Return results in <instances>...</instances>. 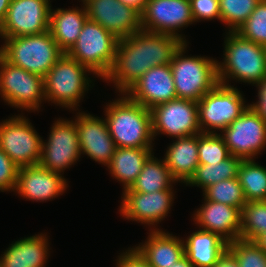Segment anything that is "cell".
Here are the masks:
<instances>
[{"mask_svg":"<svg viewBox=\"0 0 266 267\" xmlns=\"http://www.w3.org/2000/svg\"><path fill=\"white\" fill-rule=\"evenodd\" d=\"M183 43L178 37L144 30L118 39L113 64L103 80L125 93L150 68L170 64Z\"/></svg>","mask_w":266,"mask_h":267,"instance_id":"cell-1","label":"cell"},{"mask_svg":"<svg viewBox=\"0 0 266 267\" xmlns=\"http://www.w3.org/2000/svg\"><path fill=\"white\" fill-rule=\"evenodd\" d=\"M123 4L130 6L134 8L136 11H138L140 14L143 12L146 3L148 0H119Z\"/></svg>","mask_w":266,"mask_h":267,"instance_id":"cell-42","label":"cell"},{"mask_svg":"<svg viewBox=\"0 0 266 267\" xmlns=\"http://www.w3.org/2000/svg\"><path fill=\"white\" fill-rule=\"evenodd\" d=\"M176 182L164 159L154 157L153 152L145 161L142 171L133 185L122 192L151 193L173 188V184Z\"/></svg>","mask_w":266,"mask_h":267,"instance_id":"cell-28","label":"cell"},{"mask_svg":"<svg viewBox=\"0 0 266 267\" xmlns=\"http://www.w3.org/2000/svg\"><path fill=\"white\" fill-rule=\"evenodd\" d=\"M0 96L12 108L38 111L46 101L44 77L11 64L0 54Z\"/></svg>","mask_w":266,"mask_h":267,"instance_id":"cell-9","label":"cell"},{"mask_svg":"<svg viewBox=\"0 0 266 267\" xmlns=\"http://www.w3.org/2000/svg\"><path fill=\"white\" fill-rule=\"evenodd\" d=\"M255 242L266 252V233L259 236Z\"/></svg>","mask_w":266,"mask_h":267,"instance_id":"cell-45","label":"cell"},{"mask_svg":"<svg viewBox=\"0 0 266 267\" xmlns=\"http://www.w3.org/2000/svg\"><path fill=\"white\" fill-rule=\"evenodd\" d=\"M87 67L64 53L44 76L45 100L76 111L94 81ZM90 87V88H89Z\"/></svg>","mask_w":266,"mask_h":267,"instance_id":"cell-4","label":"cell"},{"mask_svg":"<svg viewBox=\"0 0 266 267\" xmlns=\"http://www.w3.org/2000/svg\"><path fill=\"white\" fill-rule=\"evenodd\" d=\"M153 153V148L118 147L107 166L115 180L122 183L123 191L129 189L141 173L143 165Z\"/></svg>","mask_w":266,"mask_h":267,"instance_id":"cell-27","label":"cell"},{"mask_svg":"<svg viewBox=\"0 0 266 267\" xmlns=\"http://www.w3.org/2000/svg\"><path fill=\"white\" fill-rule=\"evenodd\" d=\"M230 155L228 147L219 133L198 134L199 164L219 163Z\"/></svg>","mask_w":266,"mask_h":267,"instance_id":"cell-34","label":"cell"},{"mask_svg":"<svg viewBox=\"0 0 266 267\" xmlns=\"http://www.w3.org/2000/svg\"><path fill=\"white\" fill-rule=\"evenodd\" d=\"M50 129L48 139L42 140L39 165L63 174L81 157L77 127L73 120L58 118Z\"/></svg>","mask_w":266,"mask_h":267,"instance_id":"cell-11","label":"cell"},{"mask_svg":"<svg viewBox=\"0 0 266 267\" xmlns=\"http://www.w3.org/2000/svg\"><path fill=\"white\" fill-rule=\"evenodd\" d=\"M219 134L230 154L243 160L255 159L266 149V122L250 107Z\"/></svg>","mask_w":266,"mask_h":267,"instance_id":"cell-13","label":"cell"},{"mask_svg":"<svg viewBox=\"0 0 266 267\" xmlns=\"http://www.w3.org/2000/svg\"><path fill=\"white\" fill-rule=\"evenodd\" d=\"M223 62H217L219 83L229 81L257 84L266 77V47L242 38L236 32H226Z\"/></svg>","mask_w":266,"mask_h":267,"instance_id":"cell-3","label":"cell"},{"mask_svg":"<svg viewBox=\"0 0 266 267\" xmlns=\"http://www.w3.org/2000/svg\"><path fill=\"white\" fill-rule=\"evenodd\" d=\"M117 44L118 39L113 34L87 19L67 54L103 80L113 64Z\"/></svg>","mask_w":266,"mask_h":267,"instance_id":"cell-7","label":"cell"},{"mask_svg":"<svg viewBox=\"0 0 266 267\" xmlns=\"http://www.w3.org/2000/svg\"><path fill=\"white\" fill-rule=\"evenodd\" d=\"M254 86L258 89V101L249 104V107L266 122V77Z\"/></svg>","mask_w":266,"mask_h":267,"instance_id":"cell-40","label":"cell"},{"mask_svg":"<svg viewBox=\"0 0 266 267\" xmlns=\"http://www.w3.org/2000/svg\"><path fill=\"white\" fill-rule=\"evenodd\" d=\"M42 140L23 113L0 123V148L19 168L39 165Z\"/></svg>","mask_w":266,"mask_h":267,"instance_id":"cell-10","label":"cell"},{"mask_svg":"<svg viewBox=\"0 0 266 267\" xmlns=\"http://www.w3.org/2000/svg\"><path fill=\"white\" fill-rule=\"evenodd\" d=\"M202 203L192 218L199 229L218 234L227 243L240 238V209L210 200Z\"/></svg>","mask_w":266,"mask_h":267,"instance_id":"cell-21","label":"cell"},{"mask_svg":"<svg viewBox=\"0 0 266 267\" xmlns=\"http://www.w3.org/2000/svg\"><path fill=\"white\" fill-rule=\"evenodd\" d=\"M118 96L104 108V119L116 147L153 148L150 109L132 101L125 93Z\"/></svg>","mask_w":266,"mask_h":267,"instance_id":"cell-2","label":"cell"},{"mask_svg":"<svg viewBox=\"0 0 266 267\" xmlns=\"http://www.w3.org/2000/svg\"><path fill=\"white\" fill-rule=\"evenodd\" d=\"M239 267H266V252L255 242L238 238L228 243Z\"/></svg>","mask_w":266,"mask_h":267,"instance_id":"cell-35","label":"cell"},{"mask_svg":"<svg viewBox=\"0 0 266 267\" xmlns=\"http://www.w3.org/2000/svg\"><path fill=\"white\" fill-rule=\"evenodd\" d=\"M145 242L135 249L151 267H171L185 255L184 240L164 230H149Z\"/></svg>","mask_w":266,"mask_h":267,"instance_id":"cell-22","label":"cell"},{"mask_svg":"<svg viewBox=\"0 0 266 267\" xmlns=\"http://www.w3.org/2000/svg\"><path fill=\"white\" fill-rule=\"evenodd\" d=\"M183 240L185 255L194 267H213L228 246L218 234L201 229Z\"/></svg>","mask_w":266,"mask_h":267,"instance_id":"cell-26","label":"cell"},{"mask_svg":"<svg viewBox=\"0 0 266 267\" xmlns=\"http://www.w3.org/2000/svg\"><path fill=\"white\" fill-rule=\"evenodd\" d=\"M116 261V267H151L134 246L118 255Z\"/></svg>","mask_w":266,"mask_h":267,"instance_id":"cell-39","label":"cell"},{"mask_svg":"<svg viewBox=\"0 0 266 267\" xmlns=\"http://www.w3.org/2000/svg\"><path fill=\"white\" fill-rule=\"evenodd\" d=\"M246 198L250 201H266V167L254 159L243 160L237 176Z\"/></svg>","mask_w":266,"mask_h":267,"instance_id":"cell-30","label":"cell"},{"mask_svg":"<svg viewBox=\"0 0 266 267\" xmlns=\"http://www.w3.org/2000/svg\"><path fill=\"white\" fill-rule=\"evenodd\" d=\"M83 6L72 9L57 8L50 10L49 31L59 48L67 53L76 43L87 17Z\"/></svg>","mask_w":266,"mask_h":267,"instance_id":"cell-25","label":"cell"},{"mask_svg":"<svg viewBox=\"0 0 266 267\" xmlns=\"http://www.w3.org/2000/svg\"><path fill=\"white\" fill-rule=\"evenodd\" d=\"M242 38L266 47V0H261L236 31Z\"/></svg>","mask_w":266,"mask_h":267,"instance_id":"cell-36","label":"cell"},{"mask_svg":"<svg viewBox=\"0 0 266 267\" xmlns=\"http://www.w3.org/2000/svg\"><path fill=\"white\" fill-rule=\"evenodd\" d=\"M81 154L108 166L117 147L110 136L106 120L90 113L78 112L74 118Z\"/></svg>","mask_w":266,"mask_h":267,"instance_id":"cell-18","label":"cell"},{"mask_svg":"<svg viewBox=\"0 0 266 267\" xmlns=\"http://www.w3.org/2000/svg\"><path fill=\"white\" fill-rule=\"evenodd\" d=\"M192 17L195 23L218 19L221 22L219 0H190Z\"/></svg>","mask_w":266,"mask_h":267,"instance_id":"cell-38","label":"cell"},{"mask_svg":"<svg viewBox=\"0 0 266 267\" xmlns=\"http://www.w3.org/2000/svg\"><path fill=\"white\" fill-rule=\"evenodd\" d=\"M125 94L147 109L177 98L170 64L160 65L146 71Z\"/></svg>","mask_w":266,"mask_h":267,"instance_id":"cell-19","label":"cell"},{"mask_svg":"<svg viewBox=\"0 0 266 267\" xmlns=\"http://www.w3.org/2000/svg\"><path fill=\"white\" fill-rule=\"evenodd\" d=\"M19 167L0 148V191L15 190Z\"/></svg>","mask_w":266,"mask_h":267,"instance_id":"cell-37","label":"cell"},{"mask_svg":"<svg viewBox=\"0 0 266 267\" xmlns=\"http://www.w3.org/2000/svg\"><path fill=\"white\" fill-rule=\"evenodd\" d=\"M266 233V201L246 202L241 210L240 238L255 241Z\"/></svg>","mask_w":266,"mask_h":267,"instance_id":"cell-31","label":"cell"},{"mask_svg":"<svg viewBox=\"0 0 266 267\" xmlns=\"http://www.w3.org/2000/svg\"><path fill=\"white\" fill-rule=\"evenodd\" d=\"M174 194L173 188L151 193L123 192L118 211L128 221L145 224L152 231L162 230L156 226L159 222L165 220L168 213H170L169 211L175 199Z\"/></svg>","mask_w":266,"mask_h":267,"instance_id":"cell-16","label":"cell"},{"mask_svg":"<svg viewBox=\"0 0 266 267\" xmlns=\"http://www.w3.org/2000/svg\"><path fill=\"white\" fill-rule=\"evenodd\" d=\"M0 54L11 64L44 77L64 54L50 31L42 34L1 38Z\"/></svg>","mask_w":266,"mask_h":267,"instance_id":"cell-6","label":"cell"},{"mask_svg":"<svg viewBox=\"0 0 266 267\" xmlns=\"http://www.w3.org/2000/svg\"><path fill=\"white\" fill-rule=\"evenodd\" d=\"M204 200L223 203L242 210L246 198L237 177L226 179L207 187L203 191Z\"/></svg>","mask_w":266,"mask_h":267,"instance_id":"cell-32","label":"cell"},{"mask_svg":"<svg viewBox=\"0 0 266 267\" xmlns=\"http://www.w3.org/2000/svg\"><path fill=\"white\" fill-rule=\"evenodd\" d=\"M191 24H194V20L190 0H148L141 13L142 30L169 34L184 43L187 40L180 30Z\"/></svg>","mask_w":266,"mask_h":267,"instance_id":"cell-14","label":"cell"},{"mask_svg":"<svg viewBox=\"0 0 266 267\" xmlns=\"http://www.w3.org/2000/svg\"><path fill=\"white\" fill-rule=\"evenodd\" d=\"M243 96L233 85L218 83L213 87L197 102L201 132L216 134L226 129L249 107Z\"/></svg>","mask_w":266,"mask_h":267,"instance_id":"cell-8","label":"cell"},{"mask_svg":"<svg viewBox=\"0 0 266 267\" xmlns=\"http://www.w3.org/2000/svg\"><path fill=\"white\" fill-rule=\"evenodd\" d=\"M47 234L20 238L1 254V267H45L50 255Z\"/></svg>","mask_w":266,"mask_h":267,"instance_id":"cell-23","label":"cell"},{"mask_svg":"<svg viewBox=\"0 0 266 267\" xmlns=\"http://www.w3.org/2000/svg\"><path fill=\"white\" fill-rule=\"evenodd\" d=\"M171 267H194V265L189 261L188 257L184 255L177 262H175Z\"/></svg>","mask_w":266,"mask_h":267,"instance_id":"cell-44","label":"cell"},{"mask_svg":"<svg viewBox=\"0 0 266 267\" xmlns=\"http://www.w3.org/2000/svg\"><path fill=\"white\" fill-rule=\"evenodd\" d=\"M68 186L63 174L32 165L19 168L13 192L26 200L46 202L63 195Z\"/></svg>","mask_w":266,"mask_h":267,"instance_id":"cell-20","label":"cell"},{"mask_svg":"<svg viewBox=\"0 0 266 267\" xmlns=\"http://www.w3.org/2000/svg\"><path fill=\"white\" fill-rule=\"evenodd\" d=\"M188 43L175 52L170 67L177 98L198 102L219 83L218 61L207 56H186Z\"/></svg>","mask_w":266,"mask_h":267,"instance_id":"cell-5","label":"cell"},{"mask_svg":"<svg viewBox=\"0 0 266 267\" xmlns=\"http://www.w3.org/2000/svg\"><path fill=\"white\" fill-rule=\"evenodd\" d=\"M175 139L163 159L177 183L186 184L199 165L198 134Z\"/></svg>","mask_w":266,"mask_h":267,"instance_id":"cell-24","label":"cell"},{"mask_svg":"<svg viewBox=\"0 0 266 267\" xmlns=\"http://www.w3.org/2000/svg\"><path fill=\"white\" fill-rule=\"evenodd\" d=\"M11 0H0V25L5 20Z\"/></svg>","mask_w":266,"mask_h":267,"instance_id":"cell-43","label":"cell"},{"mask_svg":"<svg viewBox=\"0 0 266 267\" xmlns=\"http://www.w3.org/2000/svg\"><path fill=\"white\" fill-rule=\"evenodd\" d=\"M243 159L230 155L225 160L214 164H199L186 186H197L202 192L219 181L238 176Z\"/></svg>","mask_w":266,"mask_h":267,"instance_id":"cell-29","label":"cell"},{"mask_svg":"<svg viewBox=\"0 0 266 267\" xmlns=\"http://www.w3.org/2000/svg\"><path fill=\"white\" fill-rule=\"evenodd\" d=\"M153 137L166 134L171 138L201 134L197 102L176 98L151 110Z\"/></svg>","mask_w":266,"mask_h":267,"instance_id":"cell-12","label":"cell"},{"mask_svg":"<svg viewBox=\"0 0 266 267\" xmlns=\"http://www.w3.org/2000/svg\"><path fill=\"white\" fill-rule=\"evenodd\" d=\"M213 267H239V265L235 256L228 249H226Z\"/></svg>","mask_w":266,"mask_h":267,"instance_id":"cell-41","label":"cell"},{"mask_svg":"<svg viewBox=\"0 0 266 267\" xmlns=\"http://www.w3.org/2000/svg\"><path fill=\"white\" fill-rule=\"evenodd\" d=\"M261 0H219L221 22L228 28V32H236Z\"/></svg>","mask_w":266,"mask_h":267,"instance_id":"cell-33","label":"cell"},{"mask_svg":"<svg viewBox=\"0 0 266 267\" xmlns=\"http://www.w3.org/2000/svg\"><path fill=\"white\" fill-rule=\"evenodd\" d=\"M90 21L100 24L117 39L142 30L141 14L119 0H81Z\"/></svg>","mask_w":266,"mask_h":267,"instance_id":"cell-17","label":"cell"},{"mask_svg":"<svg viewBox=\"0 0 266 267\" xmlns=\"http://www.w3.org/2000/svg\"><path fill=\"white\" fill-rule=\"evenodd\" d=\"M50 0H11L0 38L42 34L49 30Z\"/></svg>","mask_w":266,"mask_h":267,"instance_id":"cell-15","label":"cell"}]
</instances>
